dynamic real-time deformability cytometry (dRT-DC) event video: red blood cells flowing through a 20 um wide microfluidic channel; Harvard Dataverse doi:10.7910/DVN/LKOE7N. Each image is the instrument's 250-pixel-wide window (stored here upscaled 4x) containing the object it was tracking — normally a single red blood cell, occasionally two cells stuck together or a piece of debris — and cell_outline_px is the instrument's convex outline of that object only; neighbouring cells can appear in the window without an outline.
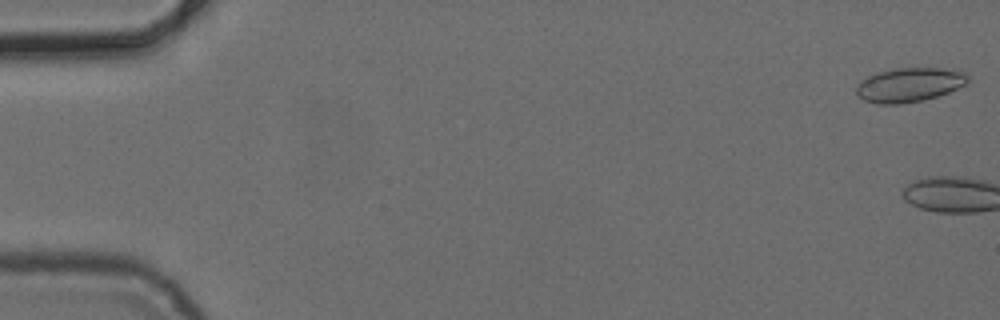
{"species": "common noctule bat (a hibernating species)", "species_latin": "Nyctalus noctula", "temperature_condition": "cold", "stored_images_in_passage": 5, "camera_frame_rate_fps": 3000, "um_per_image_px": 0.085, "animal": {"sex": "female", "body_mass_g": 24.6, "forearm_length_mm": 56.2}, "frame": {"image": 1, "passage_image": 1, "time_ms": 0.0, "image_size_px": [1000, 320], "cell_outline_px": [[968, 84], [948, 92], [924, 100], [900, 104], [880, 104], [864, 100], [856, 96], [856, 84], [868, 76], [880, 72], [896, 68], [960, 68], [968, 76]], "centroid_in_image_um": [77.33, 7.2], "position_along_channel_um": 7.7, "area_um2": 22.48}}